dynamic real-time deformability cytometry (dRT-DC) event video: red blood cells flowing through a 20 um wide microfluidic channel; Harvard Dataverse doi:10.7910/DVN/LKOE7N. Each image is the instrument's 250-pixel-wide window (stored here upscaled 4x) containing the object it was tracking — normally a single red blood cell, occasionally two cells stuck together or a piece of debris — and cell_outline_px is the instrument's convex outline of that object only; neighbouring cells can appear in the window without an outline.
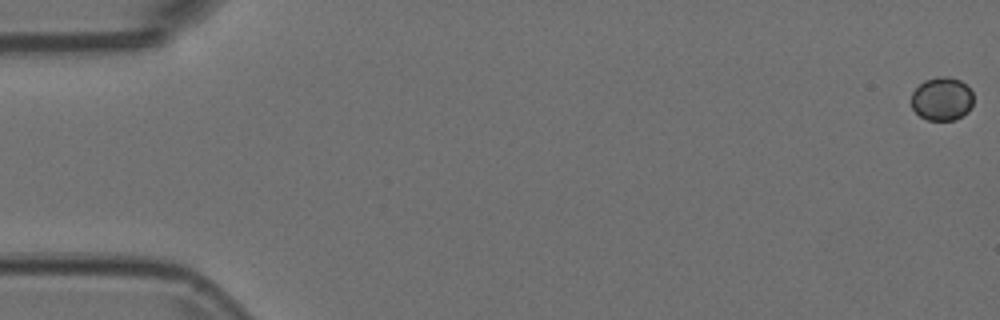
{"species": "Egyptian fruit bat (a non-hibernating species)", "species_latin": "Rousettus aegyptiacus", "temperature_condition": "room temperature", "stored_images_in_passage": 56, "camera_frame_rate_fps": 3000, "um_per_image_px": 0.085, "animal": {"sex": "female"}, "frame": {"image": 1, "passage_image": 1, "time_ms": 0.0, "image_size_px": [1000, 320], "cell_outline_px": [[972, 104], [968, 112], [956, 120], [928, 120], [920, 116], [912, 108], [912, 92], [924, 80], [936, 76], [948, 76], [960, 80], [972, 92]], "centroid_in_image_um": [80.05, 8.4], "position_along_channel_um": 4.9, "area_um2": 15.72}}
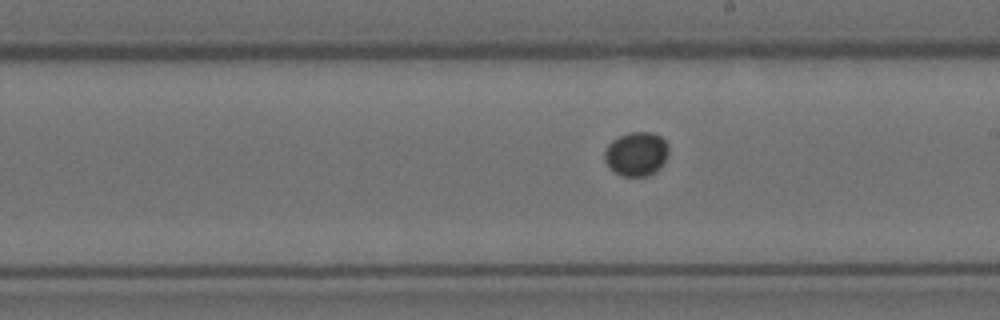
{"frame": {"image": 2, "passage_image": 32, "time_ms": 10.333, "image_size_px": [1000, 320], "cell_outline_px": [[668, 156], [664, 164], [656, 172], [648, 176], [624, 176], [616, 172], [604, 160], [604, 152], [608, 144], [612, 140], [628, 132], [652, 132], [660, 136], [668, 144]], "centroid_in_image_um": [54.12, 13.08], "position_along_channel_um": 234.9, "area_um2": 16.53}}
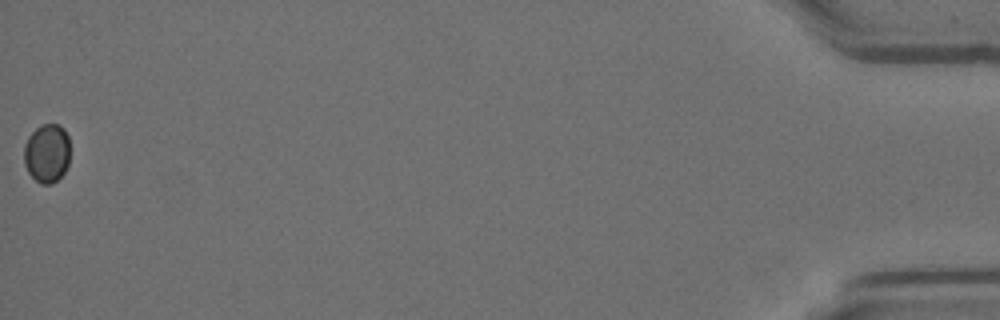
{"frame": {"image": 3, "passage_image": 56, "time_ms": 18.333, "image_size_px": [1000, 320], "cell_outline_px": [[68, 164], [64, 172], [52, 184], [40, 184], [28, 172], [24, 164], [24, 144], [28, 136], [36, 128], [44, 124], [56, 124], [64, 128], [68, 136]], "centroid_in_image_um": [3.97, 13.02], "position_along_channel_um": 431.2, "area_um2": 15.72}}